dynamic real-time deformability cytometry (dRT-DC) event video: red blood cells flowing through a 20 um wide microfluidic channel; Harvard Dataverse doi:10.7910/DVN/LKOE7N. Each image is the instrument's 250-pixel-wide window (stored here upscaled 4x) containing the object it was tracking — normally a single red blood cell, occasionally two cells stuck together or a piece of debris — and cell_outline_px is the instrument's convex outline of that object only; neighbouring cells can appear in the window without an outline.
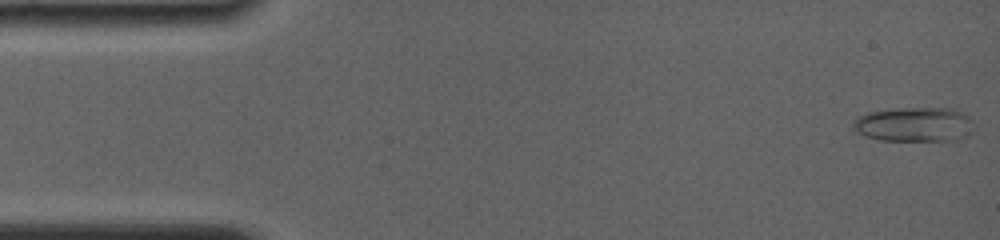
{"species": "common noctule bat (a hibernating species)", "species_latin": "Nyctalus noctula", "temperature_condition": "room temperature", "stored_images_in_passage": 16, "camera_frame_rate_fps": 4000, "um_per_image_px": 0.085, "animal": {"sex": "female", "body_mass_g": 19.0, "forearm_length_mm": 56.7}, "frame": {"image": 1, "passage_image": 1, "time_ms": 0.0, "image_size_px": [1000, 240], "cell_outline_px": [[972, 128], [960, 136], [952, 140], [880, 140], [864, 136], [852, 124], [860, 116], [868, 112], [908, 108], [948, 108], [964, 112], [972, 120]], "centroid_in_image_um": [77.7, 10.56], "position_along_channel_um": 7.3, "area_um2": 23.52}}
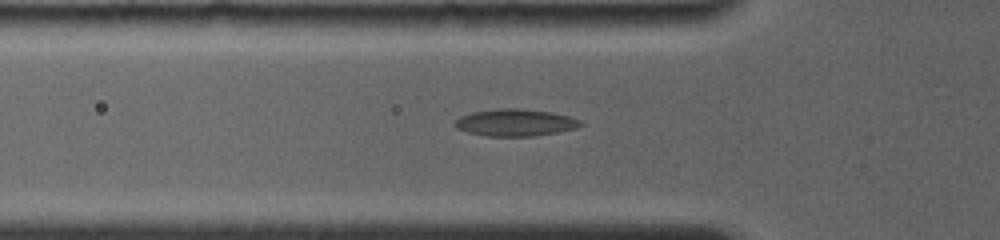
{"frame": {"image": 2, "passage_image": 10, "time_ms": 5.0, "image_size_px": [1000, 240], "cell_outline_px": [[584, 124], [576, 128], [556, 132], [532, 136], [488, 136], [468, 132], [456, 128], [452, 124], [460, 116], [472, 112], [500, 108], [516, 108], [548, 112], [568, 116], [580, 120]], "centroid_in_image_um": [43.76, 10.42], "position_along_channel_um": 82.0, "area_um2": 19.59}}
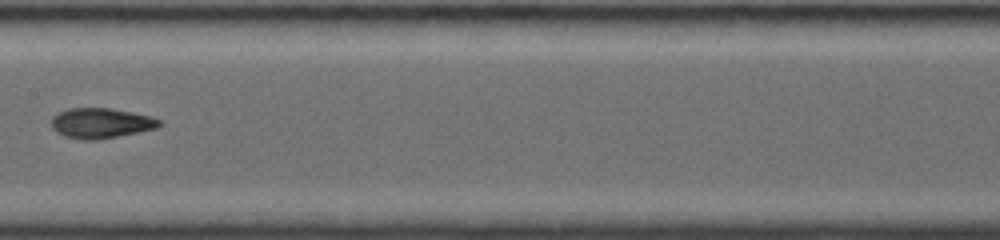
{"frame": {"image": 3, "passage_image": 15, "time_ms": 8.0, "image_size_px": [1000, 240], "cell_outline_px": [[164, 124], [156, 128], [96, 140], [84, 140], [64, 136], [56, 132], [52, 128], [52, 116], [68, 108], [112, 108], [152, 116], [160, 120]], "centroid_in_image_um": [8.58, 10.46], "position_along_channel_um": 198.8, "area_um2": 18.96}}